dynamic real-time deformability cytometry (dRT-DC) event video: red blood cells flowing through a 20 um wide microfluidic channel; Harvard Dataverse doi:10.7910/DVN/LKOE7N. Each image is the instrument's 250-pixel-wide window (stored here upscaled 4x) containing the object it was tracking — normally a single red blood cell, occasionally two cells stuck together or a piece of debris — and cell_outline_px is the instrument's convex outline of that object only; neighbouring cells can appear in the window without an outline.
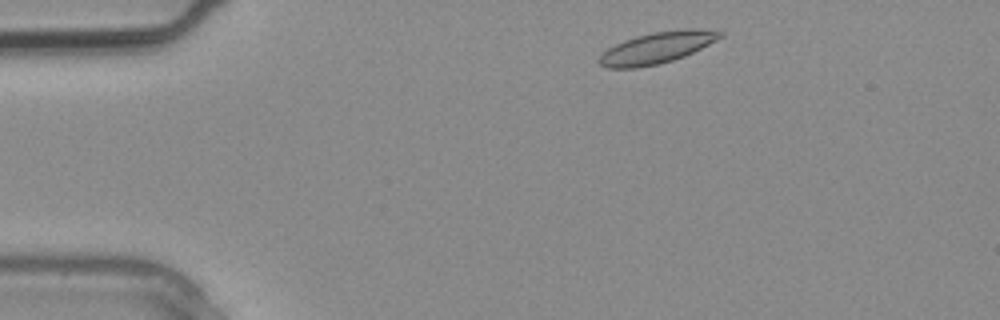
{"species": "common noctule bat (a hibernating species)", "species_latin": "Nyctalus noctula", "temperature_condition": "warm", "stored_images_in_passage": 2, "camera_frame_rate_fps": 3000, "um_per_image_px": 0.085, "animal": {"sex": "male", "body_mass_g": 20.4}, "frame": {"image": 1, "passage_image": 1, "time_ms": 0.0, "image_size_px": [1000, 320], "cell_outline_px": [[724, 36], [684, 56], [672, 60], [656, 64], [636, 68], [608, 68], [600, 64], [600, 56], [608, 48], [624, 40], [636, 36], [656, 32], [688, 28], [700, 28], [724, 32]], "centroid_in_image_um": [55.87, 4.04], "position_along_channel_um": 29.1, "area_um2": 21.73}}
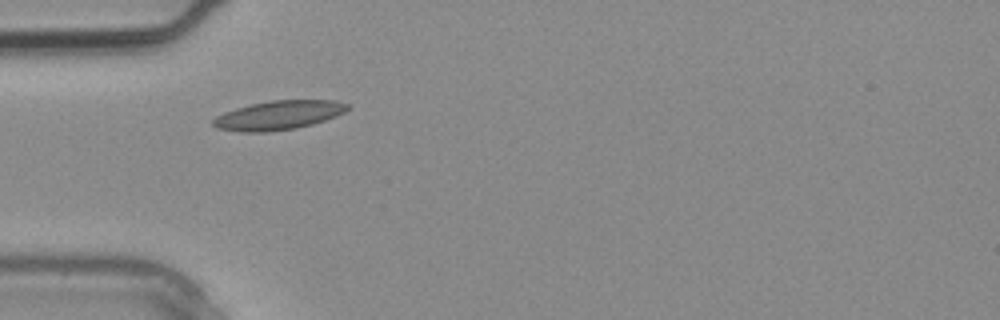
{"frame": {"image": 2, "passage_image": 2, "time_ms": 0.333, "image_size_px": [1000, 320], "cell_outline_px": [[352, 108], [336, 116], [312, 124], [296, 128], [268, 132], [240, 132], [216, 128], [212, 124], [212, 120], [216, 116], [224, 112], [236, 108], [252, 104], [272, 100], [332, 100], [348, 104]], "centroid_in_image_um": [23.67, 9.8], "position_along_channel_um": 61.3, "area_um2": 22.77}}